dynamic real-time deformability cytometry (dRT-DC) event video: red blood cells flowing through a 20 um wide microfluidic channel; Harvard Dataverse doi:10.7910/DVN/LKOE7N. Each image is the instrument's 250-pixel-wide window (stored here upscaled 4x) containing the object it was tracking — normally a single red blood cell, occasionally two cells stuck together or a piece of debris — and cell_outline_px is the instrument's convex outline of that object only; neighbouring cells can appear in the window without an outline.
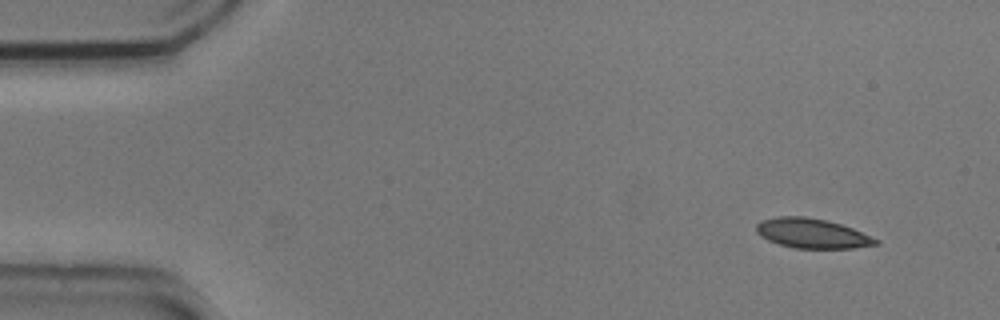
{"species": "common noctule bat (a hibernating species)", "species_latin": "Nyctalus noctula", "temperature_condition": "cold", "stored_images_in_passage": 4, "camera_frame_rate_fps": 3000, "um_per_image_px": 0.085, "animal": {"sex": "male", "body_mass_g": 20.5, "forearm_length_mm": 52.5}, "frame": {"image": 1, "passage_image": 1, "time_ms": 0.0, "image_size_px": [1000, 320], "cell_outline_px": [[880, 244], [852, 248], [796, 248], [780, 244], [768, 240], [760, 236], [756, 232], [756, 224], [760, 220], [776, 216], [804, 216], [828, 220], [852, 228], [880, 240]], "centroid_in_image_um": [69.01, 19.82], "position_along_channel_um": 16.0, "area_um2": 20.75}}
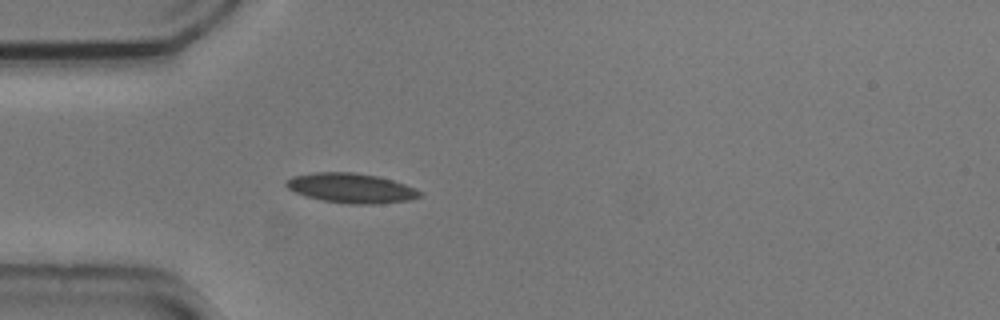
{"frame": {"image": 2, "passage_image": 4, "time_ms": 1.0, "image_size_px": [1000, 320], "cell_outline_px": [[424, 196], [408, 200], [376, 204], [348, 204], [324, 200], [308, 196], [296, 192], [288, 188], [284, 184], [292, 176], [312, 172], [352, 172], [380, 176], [404, 184], [424, 192]], "centroid_in_image_um": [29.89, 15.98], "position_along_channel_um": 55.1, "area_um2": 23.12}}